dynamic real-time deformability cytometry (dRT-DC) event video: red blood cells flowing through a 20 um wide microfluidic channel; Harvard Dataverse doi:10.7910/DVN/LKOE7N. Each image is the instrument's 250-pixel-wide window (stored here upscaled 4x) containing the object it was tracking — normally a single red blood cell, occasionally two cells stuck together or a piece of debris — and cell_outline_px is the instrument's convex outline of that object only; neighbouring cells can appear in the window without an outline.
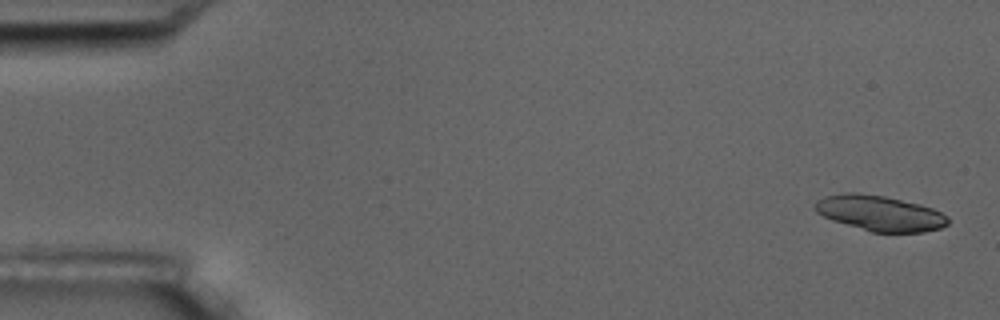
{"species": "common noctule bat (a hibernating species)", "species_latin": "Nyctalus noctula", "temperature_condition": "room temperature", "stored_images_in_passage": 5, "camera_frame_rate_fps": 3000, "um_per_image_px": 0.085, "animal": {"sex": "male", "body_mass_g": 17.5, "forearm_length_mm": 52.3}, "frame": {"image": 1, "passage_image": 1, "time_ms": 0.0, "image_size_px": [1000, 320], "cell_outline_px": [[948, 224], [940, 228], [924, 232], [872, 232], [832, 220], [816, 212], [812, 204], [816, 200], [824, 196], [844, 192], [860, 192], [884, 196], [920, 204], [932, 208], [948, 216]], "centroid_in_image_um": [74.75, 18.11], "position_along_channel_um": 10.3, "area_um2": 27.57}}